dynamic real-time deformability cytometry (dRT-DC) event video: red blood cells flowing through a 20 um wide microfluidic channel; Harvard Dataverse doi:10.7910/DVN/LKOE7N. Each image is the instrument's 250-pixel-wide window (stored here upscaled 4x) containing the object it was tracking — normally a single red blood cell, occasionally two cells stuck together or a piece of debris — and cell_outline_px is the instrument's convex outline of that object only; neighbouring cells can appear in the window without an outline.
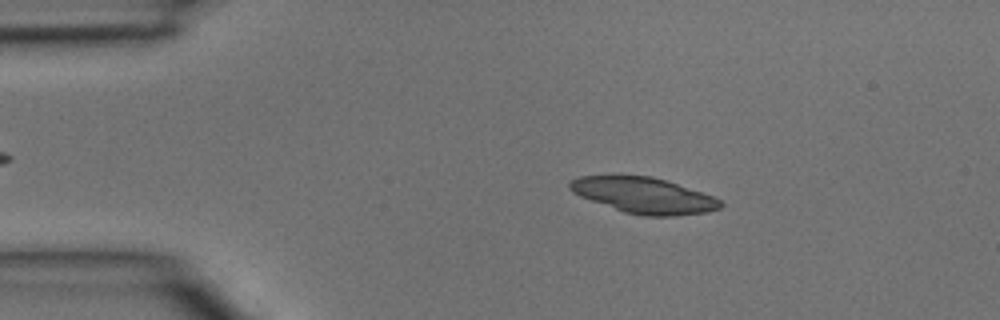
{"species": "common noctule bat (a hibernating species)", "species_latin": "Nyctalus noctula", "temperature_condition": "room temperature", "stored_images_in_passage": 34, "camera_frame_rate_fps": 3000, "um_per_image_px": 0.085, "animal": {"sex": "male", "body_mass_g": 15.6}, "frame": {"image": 1, "passage_image": 1, "time_ms": 0.0, "image_size_px": [1000, 320], "cell_outline_px": [[724, 204], [720, 208], [708, 212], [676, 216], [644, 216], [624, 212], [580, 196], [572, 192], [568, 188], [568, 184], [572, 180], [580, 176], [652, 176], [712, 196], [720, 200]], "centroid_in_image_um": [54.72, 16.62], "position_along_channel_um": 30.3, "area_um2": 31.04}}